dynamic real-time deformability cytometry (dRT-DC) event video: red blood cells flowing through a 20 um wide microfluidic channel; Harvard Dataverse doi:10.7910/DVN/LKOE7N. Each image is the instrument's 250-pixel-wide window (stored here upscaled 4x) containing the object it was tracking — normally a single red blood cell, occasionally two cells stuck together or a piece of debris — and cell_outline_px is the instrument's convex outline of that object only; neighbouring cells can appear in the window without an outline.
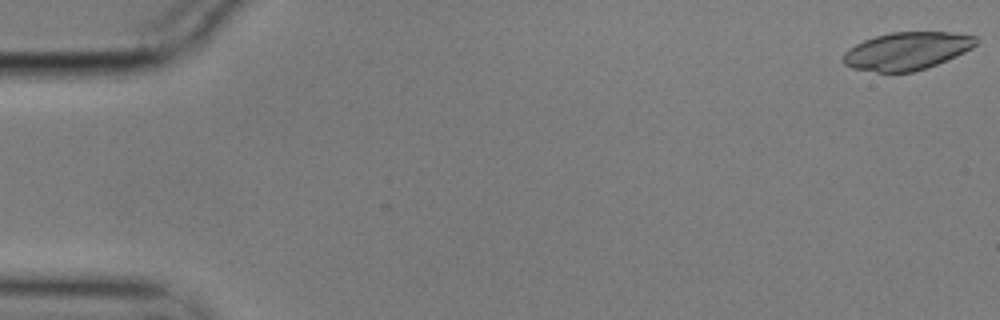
{"species": "common noctule bat (a hibernating species)", "species_latin": "Nyctalus noctula", "temperature_condition": "cold", "stored_images_in_passage": 55, "camera_frame_rate_fps": 3000, "um_per_image_px": 0.085, "animal": {"sex": "male", "body_mass_g": 17.9}, "frame": {"image": 1, "passage_image": 1, "time_ms": 0.0, "image_size_px": [1000, 320], "cell_outline_px": [[980, 40], [972, 48], [956, 56], [936, 64], [912, 72], [876, 72], [852, 68], [844, 64], [844, 52], [856, 44], [864, 40], [876, 36], [892, 32], [948, 32], [976, 36]], "centroid_in_image_um": [77.1, 4.33], "position_along_channel_um": 7.9, "area_um2": 28.96}}